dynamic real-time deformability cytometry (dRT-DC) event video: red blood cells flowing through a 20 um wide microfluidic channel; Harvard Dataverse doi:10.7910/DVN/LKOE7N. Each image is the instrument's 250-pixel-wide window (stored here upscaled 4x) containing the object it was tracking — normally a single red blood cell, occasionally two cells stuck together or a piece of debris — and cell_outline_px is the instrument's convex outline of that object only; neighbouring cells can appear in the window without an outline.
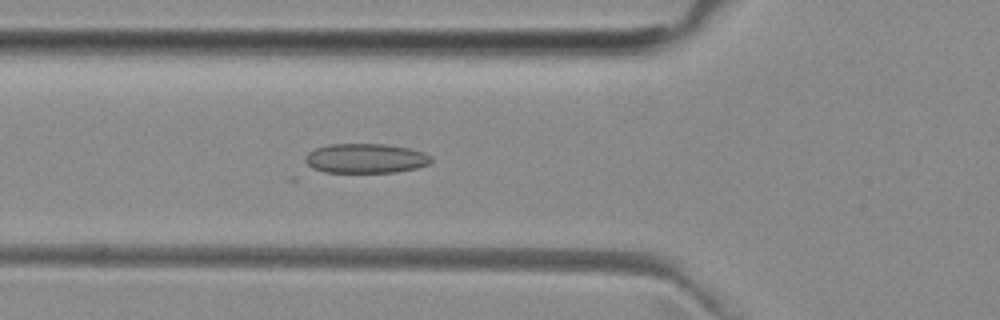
{"species": "common noctule bat (a hibernating species)", "species_latin": "Nyctalus noctula", "temperature_condition": "room temperature", "stored_images_in_passage": 47, "camera_frame_rate_fps": 3000, "um_per_image_px": 0.085, "animal": {"sex": "female", "body_mass_g": 29.2, "forearm_length_mm": 56.3}, "frame": {"image": 1, "passage_image": 14, "time_ms": 4.333, "image_size_px": [1000, 320], "cell_outline_px": [[432, 160], [428, 164], [416, 168], [396, 172], [324, 172], [312, 168], [304, 160], [304, 156], [308, 152], [316, 148], [328, 144], [384, 144], [408, 148], [424, 152], [432, 156]], "centroid_in_image_um": [31.06, 13.46], "position_along_channel_um": 94.7, "area_um2": 21.73}}
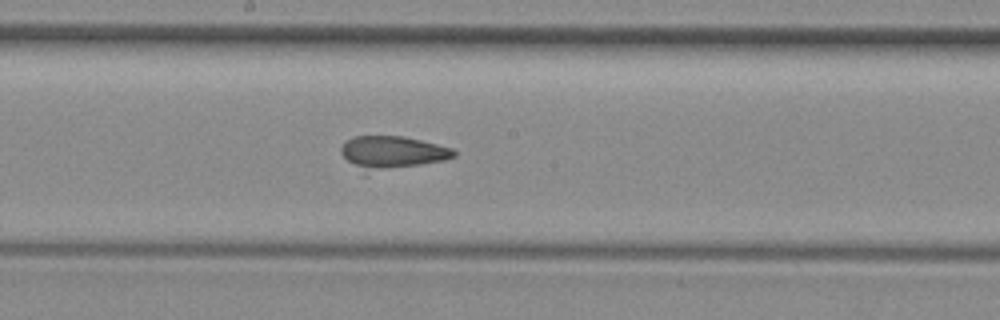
{"frame": {"image": 2, "passage_image": 23, "time_ms": 7.333, "image_size_px": [1000, 320], "cell_outline_px": [[456, 156], [444, 160], [364, 176], [340, 152], [340, 148], [348, 140], [356, 136], [404, 136], [452, 148], [456, 152]], "centroid_in_image_um": [33.3, 13.02], "position_along_channel_um": 214.9, "area_um2": 22.2}}
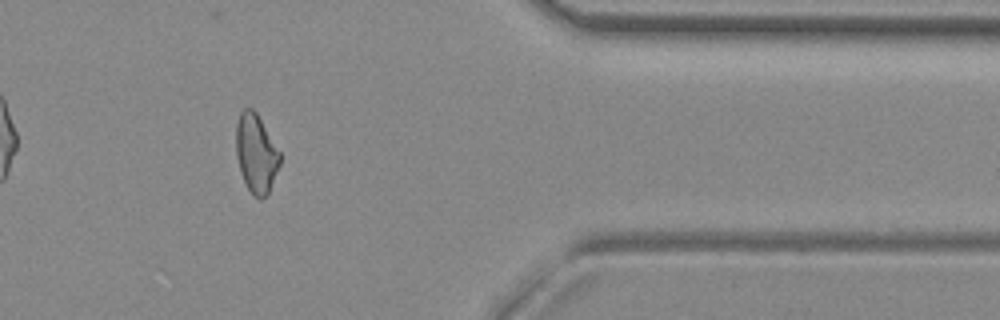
{"frame": {"image": 3, "passage_image": 38, "time_ms": 12.333, "image_size_px": [1000, 320], "cell_outline_px": [[280, 164], [268, 192], [260, 200], [248, 188], [240, 172], [236, 156], [236, 124], [240, 112], [244, 108], [252, 108], [256, 112], [280, 152]], "centroid_in_image_um": [21.75, 13.01], "position_along_channel_um": 389.7, "area_um2": 19.83}, "authors_computed_cell_mechanics": {"area_um2": 22.6576, "velocity_mm_per_s": 3.982, "shape_relaxation_time_tau1_ms": 1.4168, "shape_relaxation_time_tau2_ms": null, "deformation_change_tau1": 0.0826, "deformation_change_tau2": null}}